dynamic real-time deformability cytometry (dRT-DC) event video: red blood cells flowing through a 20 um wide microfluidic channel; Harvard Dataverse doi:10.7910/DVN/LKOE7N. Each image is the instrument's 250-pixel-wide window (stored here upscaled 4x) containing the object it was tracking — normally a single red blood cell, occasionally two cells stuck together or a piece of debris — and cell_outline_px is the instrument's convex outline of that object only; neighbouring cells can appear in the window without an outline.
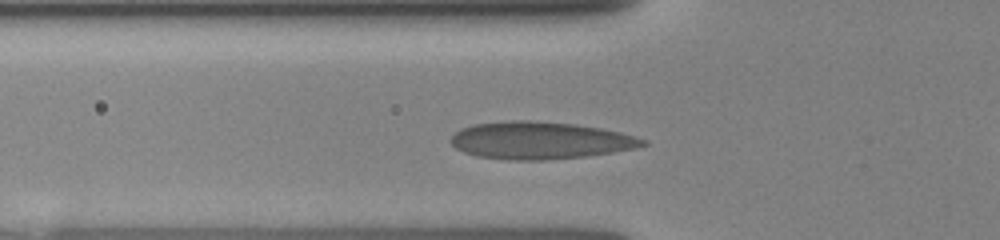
{"species": "human", "species_latin": "Homo sapiens", "temperature_condition": "room temperature", "stored_images_in_passage": 10, "camera_frame_rate_fps": 3000, "um_per_image_px": 0.085, "donor": {"sex": "female"}, "frame": {"image": 1, "passage_image": 7, "time_ms": 2.667, "image_size_px": [1000, 240], "cell_outline_px": [[648, 144], [636, 148], [612, 152], [584, 156], [544, 160], [508, 160], [476, 156], [464, 152], [456, 148], [448, 140], [460, 128], [472, 124], [512, 120], [528, 120], [576, 124], [600, 128], [620, 132], [648, 140]], "centroid_in_image_um": [45.88, 11.93], "position_along_channel_um": 79.9, "area_um2": 41.85}}